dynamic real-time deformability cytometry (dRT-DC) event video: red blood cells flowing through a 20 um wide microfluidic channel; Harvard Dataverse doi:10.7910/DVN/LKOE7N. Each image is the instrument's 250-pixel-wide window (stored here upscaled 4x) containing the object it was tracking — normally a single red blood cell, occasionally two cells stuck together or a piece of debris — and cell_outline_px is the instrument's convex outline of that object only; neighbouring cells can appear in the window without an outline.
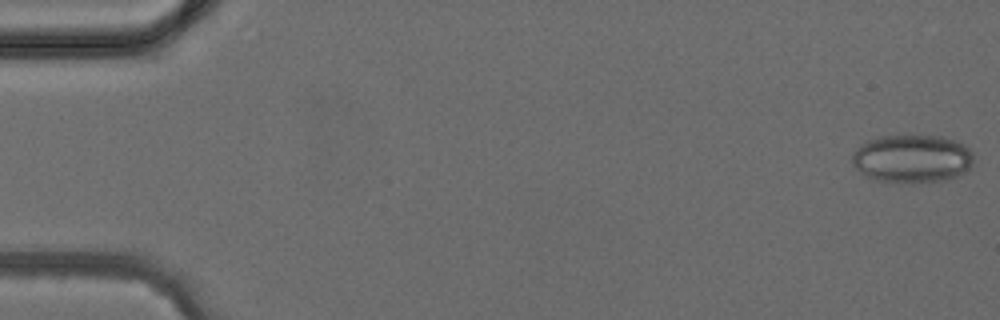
{"species": "common noctule bat (a hibernating species)", "species_latin": "Nyctalus noctula", "temperature_condition": "cold", "stored_images_in_passage": 4, "camera_frame_rate_fps": 3000, "um_per_image_px": 0.085, "animal": {"sex": "female", "body_mass_g": 24.6, "forearm_length_mm": 56.2}, "frame": {"image": 1, "passage_image": 1, "time_ms": 0.0, "image_size_px": [1000, 320], "cell_outline_px": [[972, 160], [968, 168], [964, 172], [956, 176], [944, 180], [876, 180], [860, 172], [852, 164], [852, 152], [860, 144], [868, 140], [884, 136], [944, 136], [956, 140], [964, 144], [972, 152]], "centroid_in_image_um": [77.51, 13.44], "position_along_channel_um": 7.5, "area_um2": 33.23}}